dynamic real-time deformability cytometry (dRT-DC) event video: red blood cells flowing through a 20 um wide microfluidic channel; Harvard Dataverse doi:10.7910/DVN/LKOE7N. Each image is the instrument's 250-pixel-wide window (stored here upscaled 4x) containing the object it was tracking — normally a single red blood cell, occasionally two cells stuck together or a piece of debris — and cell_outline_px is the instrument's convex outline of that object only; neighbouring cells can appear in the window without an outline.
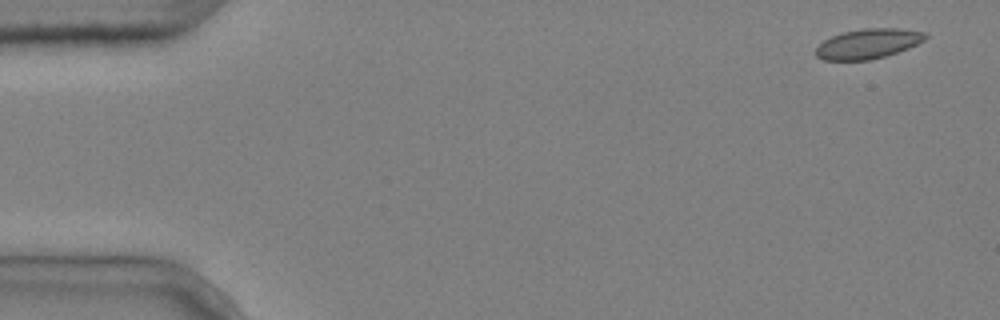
{"species": "common noctule bat (a hibernating species)", "species_latin": "Nyctalus noctula", "temperature_condition": "cold", "stored_images_in_passage": 4, "camera_frame_rate_fps": 3000, "um_per_image_px": 0.085, "animal": {"sex": "male", "body_mass_g": 20.4}, "frame": {"image": 1, "passage_image": 1, "time_ms": 0.0, "image_size_px": [1000, 320], "cell_outline_px": [[928, 36], [924, 40], [908, 48], [884, 56], [868, 60], [824, 60], [816, 56], [816, 48], [824, 40], [832, 36], [844, 32], [864, 28], [900, 28], [924, 32]], "centroid_in_image_um": [73.78, 3.71], "position_along_channel_um": 11.2, "area_um2": 18.84}}